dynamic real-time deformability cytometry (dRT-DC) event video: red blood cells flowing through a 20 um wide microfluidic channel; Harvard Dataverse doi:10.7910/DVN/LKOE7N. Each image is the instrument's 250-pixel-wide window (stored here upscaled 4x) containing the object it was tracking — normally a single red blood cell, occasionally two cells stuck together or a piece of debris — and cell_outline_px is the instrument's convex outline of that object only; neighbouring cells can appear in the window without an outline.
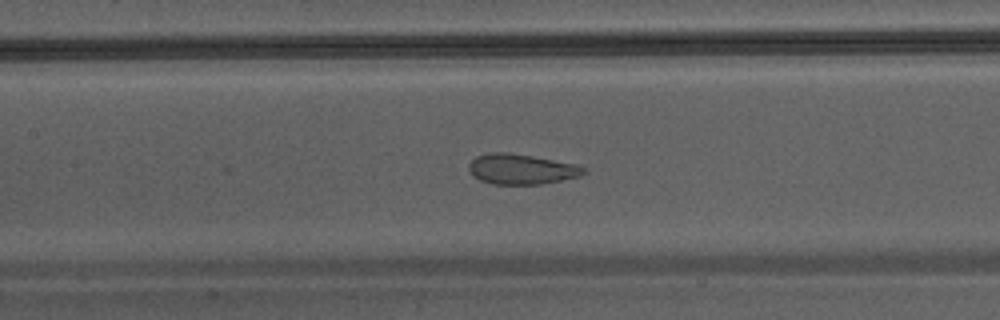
{"species": "Egyptian fruit bat (a non-hibernating species)", "species_latin": "Rousettus aegyptiacus", "temperature_condition": "warm", "stored_images_in_passage": 45, "camera_frame_rate_fps": 3000, "um_per_image_px": 0.085, "animal": {"sex": "male"}, "frame": {"image": 1, "passage_image": 21, "time_ms": 6.667, "image_size_px": [1000, 320], "cell_outline_px": [[588, 172], [580, 176], [540, 184], [492, 184], [480, 180], [468, 168], [468, 164], [476, 156], [492, 152], [508, 152], [532, 156], [576, 164], [584, 168]], "centroid_in_image_um": [44.32, 14.37], "position_along_channel_um": 163.1, "area_um2": 20.06}}
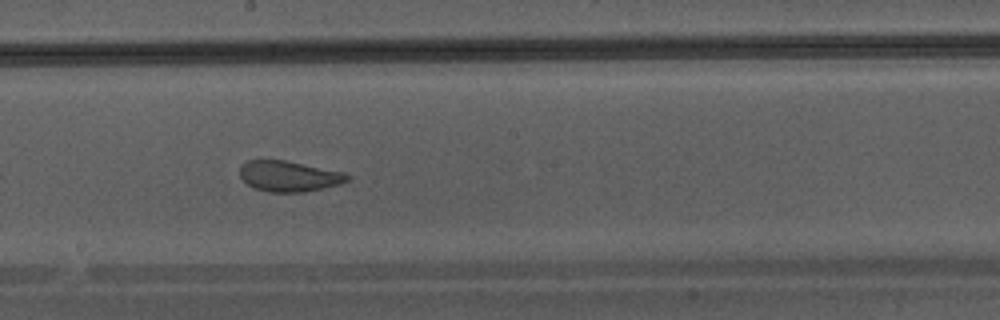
{"frame": {"image": 2, "passage_image": 25, "time_ms": 8.0, "image_size_px": [1000, 320], "cell_outline_px": [[352, 176], [348, 180], [340, 184], [324, 188], [304, 192], [268, 192], [252, 188], [240, 176], [240, 168], [248, 160], [284, 160], [344, 172]], "centroid_in_image_um": [24.58, 14.99], "position_along_channel_um": 223.6, "area_um2": 19.19}}
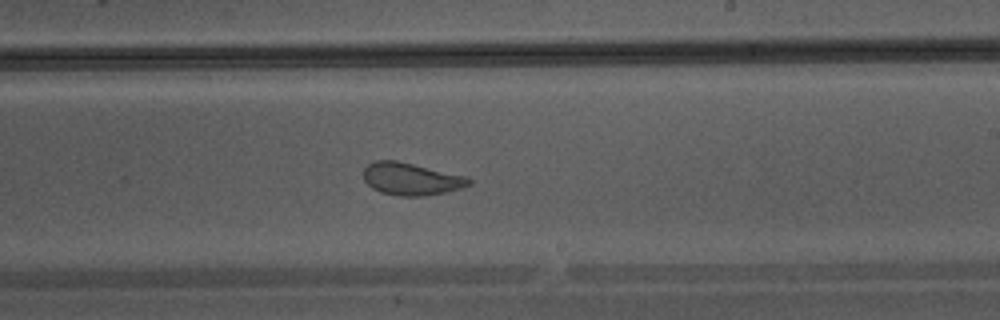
{"frame": {"image": 3, "passage_image": 27, "time_ms": 8.667, "image_size_px": [1000, 320], "cell_outline_px": [[472, 184], [448, 192], [424, 196], [396, 196], [380, 192], [372, 188], [364, 180], [364, 168], [368, 164], [376, 160], [396, 160], [468, 176], [472, 180]], "centroid_in_image_um": [34.97, 15.21], "position_along_channel_um": 254.0, "area_um2": 20.11}}